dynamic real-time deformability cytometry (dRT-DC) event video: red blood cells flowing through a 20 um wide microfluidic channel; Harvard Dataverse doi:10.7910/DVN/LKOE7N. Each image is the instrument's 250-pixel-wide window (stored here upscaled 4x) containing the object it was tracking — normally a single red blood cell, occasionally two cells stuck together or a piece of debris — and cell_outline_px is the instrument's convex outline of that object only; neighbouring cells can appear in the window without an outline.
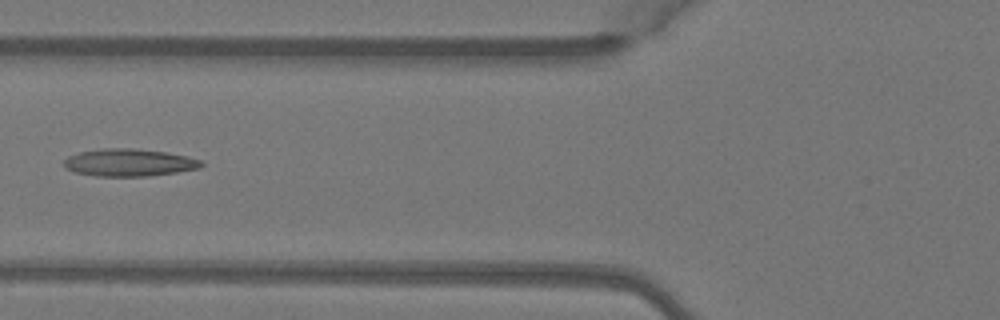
{"species": "Egyptian fruit bat (a non-hibernating species)", "species_latin": "Rousettus aegyptiacus", "temperature_condition": "warm", "stored_images_in_passage": 5, "camera_frame_rate_fps": 3000, "um_per_image_px": 0.085, "animal": {"sex": "female"}, "frame": {"image": 1, "passage_image": 4, "time_ms": 1.0, "image_size_px": [1000, 320], "cell_outline_px": [[204, 164], [200, 168], [176, 172], [148, 176], [96, 176], [76, 172], [64, 168], [64, 160], [68, 156], [80, 152], [104, 148], [136, 148], [168, 152], [188, 156], [200, 160]], "centroid_in_image_um": [10.99, 13.81], "position_along_channel_um": 114.8, "area_um2": 22.02}}
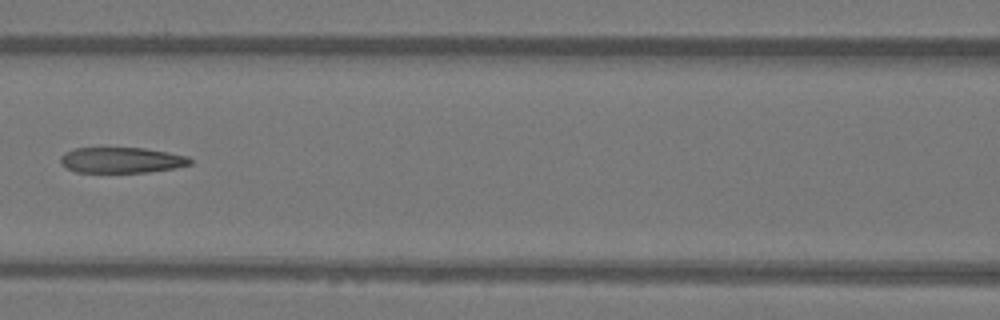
{"frame": {"image": 2, "passage_image": 5, "time_ms": 1.333, "image_size_px": [1000, 320], "cell_outline_px": [[192, 164], [176, 168], [148, 172], [76, 172], [60, 164], [60, 156], [64, 152], [76, 148], [144, 148], [168, 152], [188, 156], [192, 160]], "centroid_in_image_um": [10.34, 13.61], "position_along_channel_um": 156.3, "area_um2": 19.48}}